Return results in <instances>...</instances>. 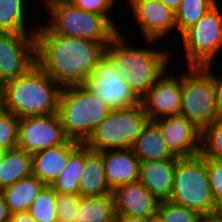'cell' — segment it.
<instances>
[{"label": "cell", "instance_id": "6da1fadb", "mask_svg": "<svg viewBox=\"0 0 222 222\" xmlns=\"http://www.w3.org/2000/svg\"><path fill=\"white\" fill-rule=\"evenodd\" d=\"M34 36L36 64L62 88L84 85L105 56L104 42L55 34L46 25Z\"/></svg>", "mask_w": 222, "mask_h": 222}, {"label": "cell", "instance_id": "7a4b0ae2", "mask_svg": "<svg viewBox=\"0 0 222 222\" xmlns=\"http://www.w3.org/2000/svg\"><path fill=\"white\" fill-rule=\"evenodd\" d=\"M125 38L119 32L106 45L105 56L114 64L116 73L124 77L131 90L141 99L168 72L166 70L172 54L166 49L132 47Z\"/></svg>", "mask_w": 222, "mask_h": 222}, {"label": "cell", "instance_id": "3957f363", "mask_svg": "<svg viewBox=\"0 0 222 222\" xmlns=\"http://www.w3.org/2000/svg\"><path fill=\"white\" fill-rule=\"evenodd\" d=\"M62 87L37 64L26 74L3 85L7 112L19 119L58 113Z\"/></svg>", "mask_w": 222, "mask_h": 222}, {"label": "cell", "instance_id": "277c9868", "mask_svg": "<svg viewBox=\"0 0 222 222\" xmlns=\"http://www.w3.org/2000/svg\"><path fill=\"white\" fill-rule=\"evenodd\" d=\"M111 109L84 85L63 87L58 114L69 139L85 143Z\"/></svg>", "mask_w": 222, "mask_h": 222}, {"label": "cell", "instance_id": "5b68a950", "mask_svg": "<svg viewBox=\"0 0 222 222\" xmlns=\"http://www.w3.org/2000/svg\"><path fill=\"white\" fill-rule=\"evenodd\" d=\"M169 201L202 216L219 211L211 190L206 158L201 154L177 159Z\"/></svg>", "mask_w": 222, "mask_h": 222}, {"label": "cell", "instance_id": "8992f818", "mask_svg": "<svg viewBox=\"0 0 222 222\" xmlns=\"http://www.w3.org/2000/svg\"><path fill=\"white\" fill-rule=\"evenodd\" d=\"M50 18L46 26L55 34L101 41L106 45L120 32L104 15L84 11L68 0H44Z\"/></svg>", "mask_w": 222, "mask_h": 222}, {"label": "cell", "instance_id": "52a82bcc", "mask_svg": "<svg viewBox=\"0 0 222 222\" xmlns=\"http://www.w3.org/2000/svg\"><path fill=\"white\" fill-rule=\"evenodd\" d=\"M149 121L141 102L111 110L85 144L96 152L132 148Z\"/></svg>", "mask_w": 222, "mask_h": 222}, {"label": "cell", "instance_id": "ba28073f", "mask_svg": "<svg viewBox=\"0 0 222 222\" xmlns=\"http://www.w3.org/2000/svg\"><path fill=\"white\" fill-rule=\"evenodd\" d=\"M188 71L181 72L179 114L202 130L218 120L214 79L203 66H189Z\"/></svg>", "mask_w": 222, "mask_h": 222}, {"label": "cell", "instance_id": "9c48e42d", "mask_svg": "<svg viewBox=\"0 0 222 222\" xmlns=\"http://www.w3.org/2000/svg\"><path fill=\"white\" fill-rule=\"evenodd\" d=\"M218 2L180 37L186 51V66H205L214 62L222 49V13Z\"/></svg>", "mask_w": 222, "mask_h": 222}, {"label": "cell", "instance_id": "30bf717a", "mask_svg": "<svg viewBox=\"0 0 222 222\" xmlns=\"http://www.w3.org/2000/svg\"><path fill=\"white\" fill-rule=\"evenodd\" d=\"M34 34L0 32V83L2 85L23 76L36 65Z\"/></svg>", "mask_w": 222, "mask_h": 222}, {"label": "cell", "instance_id": "8fae6325", "mask_svg": "<svg viewBox=\"0 0 222 222\" xmlns=\"http://www.w3.org/2000/svg\"><path fill=\"white\" fill-rule=\"evenodd\" d=\"M84 86L102 98L111 110L131 107L140 99L131 90L124 77L116 73L114 64L104 56L86 79Z\"/></svg>", "mask_w": 222, "mask_h": 222}, {"label": "cell", "instance_id": "7c38bea8", "mask_svg": "<svg viewBox=\"0 0 222 222\" xmlns=\"http://www.w3.org/2000/svg\"><path fill=\"white\" fill-rule=\"evenodd\" d=\"M68 140L58 113L19 119L17 148L31 155Z\"/></svg>", "mask_w": 222, "mask_h": 222}, {"label": "cell", "instance_id": "4fadbf2b", "mask_svg": "<svg viewBox=\"0 0 222 222\" xmlns=\"http://www.w3.org/2000/svg\"><path fill=\"white\" fill-rule=\"evenodd\" d=\"M147 44L160 41L176 30L175 12L161 0H128ZM175 28V29H174Z\"/></svg>", "mask_w": 222, "mask_h": 222}, {"label": "cell", "instance_id": "5bb4252c", "mask_svg": "<svg viewBox=\"0 0 222 222\" xmlns=\"http://www.w3.org/2000/svg\"><path fill=\"white\" fill-rule=\"evenodd\" d=\"M162 137L171 151L178 157L200 154L201 130L182 115H173L154 120Z\"/></svg>", "mask_w": 222, "mask_h": 222}, {"label": "cell", "instance_id": "9a60e30c", "mask_svg": "<svg viewBox=\"0 0 222 222\" xmlns=\"http://www.w3.org/2000/svg\"><path fill=\"white\" fill-rule=\"evenodd\" d=\"M167 74V75H166ZM164 74L140 99L150 121L179 115L181 110V74Z\"/></svg>", "mask_w": 222, "mask_h": 222}, {"label": "cell", "instance_id": "2e32d148", "mask_svg": "<svg viewBox=\"0 0 222 222\" xmlns=\"http://www.w3.org/2000/svg\"><path fill=\"white\" fill-rule=\"evenodd\" d=\"M116 216L151 218L159 200L140 182L124 184L112 191Z\"/></svg>", "mask_w": 222, "mask_h": 222}, {"label": "cell", "instance_id": "e0dca14e", "mask_svg": "<svg viewBox=\"0 0 222 222\" xmlns=\"http://www.w3.org/2000/svg\"><path fill=\"white\" fill-rule=\"evenodd\" d=\"M81 142L69 139L66 143L50 147L32 155V175L51 186L66 167L71 153Z\"/></svg>", "mask_w": 222, "mask_h": 222}, {"label": "cell", "instance_id": "ac0fdd59", "mask_svg": "<svg viewBox=\"0 0 222 222\" xmlns=\"http://www.w3.org/2000/svg\"><path fill=\"white\" fill-rule=\"evenodd\" d=\"M103 156L108 185L118 186L139 181L140 160L132 148L100 151Z\"/></svg>", "mask_w": 222, "mask_h": 222}, {"label": "cell", "instance_id": "d6986e66", "mask_svg": "<svg viewBox=\"0 0 222 222\" xmlns=\"http://www.w3.org/2000/svg\"><path fill=\"white\" fill-rule=\"evenodd\" d=\"M177 159L140 162L139 181L159 201H168Z\"/></svg>", "mask_w": 222, "mask_h": 222}, {"label": "cell", "instance_id": "ffe728a7", "mask_svg": "<svg viewBox=\"0 0 222 222\" xmlns=\"http://www.w3.org/2000/svg\"><path fill=\"white\" fill-rule=\"evenodd\" d=\"M78 194L81 197L105 196L112 194L100 152L93 151L85 144V167L80 178Z\"/></svg>", "mask_w": 222, "mask_h": 222}, {"label": "cell", "instance_id": "44dd1931", "mask_svg": "<svg viewBox=\"0 0 222 222\" xmlns=\"http://www.w3.org/2000/svg\"><path fill=\"white\" fill-rule=\"evenodd\" d=\"M132 150L140 162L178 159L168 149L160 128L154 121L147 123Z\"/></svg>", "mask_w": 222, "mask_h": 222}, {"label": "cell", "instance_id": "7402d4cb", "mask_svg": "<svg viewBox=\"0 0 222 222\" xmlns=\"http://www.w3.org/2000/svg\"><path fill=\"white\" fill-rule=\"evenodd\" d=\"M46 185L31 175L1 189L10 213L28 211L34 199Z\"/></svg>", "mask_w": 222, "mask_h": 222}, {"label": "cell", "instance_id": "603a6c76", "mask_svg": "<svg viewBox=\"0 0 222 222\" xmlns=\"http://www.w3.org/2000/svg\"><path fill=\"white\" fill-rule=\"evenodd\" d=\"M31 175V154L20 148L4 150L0 160V190Z\"/></svg>", "mask_w": 222, "mask_h": 222}, {"label": "cell", "instance_id": "cb8c5ba5", "mask_svg": "<svg viewBox=\"0 0 222 222\" xmlns=\"http://www.w3.org/2000/svg\"><path fill=\"white\" fill-rule=\"evenodd\" d=\"M112 194L81 197L76 222H116Z\"/></svg>", "mask_w": 222, "mask_h": 222}, {"label": "cell", "instance_id": "d4e9b609", "mask_svg": "<svg viewBox=\"0 0 222 222\" xmlns=\"http://www.w3.org/2000/svg\"><path fill=\"white\" fill-rule=\"evenodd\" d=\"M85 167V143H81L72 153L69 161L51 187L57 193L78 194L80 178Z\"/></svg>", "mask_w": 222, "mask_h": 222}, {"label": "cell", "instance_id": "484cf974", "mask_svg": "<svg viewBox=\"0 0 222 222\" xmlns=\"http://www.w3.org/2000/svg\"><path fill=\"white\" fill-rule=\"evenodd\" d=\"M25 0H0V32L35 33L26 28ZM25 6V7H24ZM25 18V19H24Z\"/></svg>", "mask_w": 222, "mask_h": 222}, {"label": "cell", "instance_id": "4316f807", "mask_svg": "<svg viewBox=\"0 0 222 222\" xmlns=\"http://www.w3.org/2000/svg\"><path fill=\"white\" fill-rule=\"evenodd\" d=\"M216 0H182L175 12L176 30L181 36L196 24L215 4Z\"/></svg>", "mask_w": 222, "mask_h": 222}, {"label": "cell", "instance_id": "83f0119b", "mask_svg": "<svg viewBox=\"0 0 222 222\" xmlns=\"http://www.w3.org/2000/svg\"><path fill=\"white\" fill-rule=\"evenodd\" d=\"M57 192L45 186L30 205L28 212L36 222H58Z\"/></svg>", "mask_w": 222, "mask_h": 222}, {"label": "cell", "instance_id": "f1b7e54d", "mask_svg": "<svg viewBox=\"0 0 222 222\" xmlns=\"http://www.w3.org/2000/svg\"><path fill=\"white\" fill-rule=\"evenodd\" d=\"M200 154L204 158L222 161V119L201 130Z\"/></svg>", "mask_w": 222, "mask_h": 222}, {"label": "cell", "instance_id": "f546056e", "mask_svg": "<svg viewBox=\"0 0 222 222\" xmlns=\"http://www.w3.org/2000/svg\"><path fill=\"white\" fill-rule=\"evenodd\" d=\"M157 214L165 222H202V215L197 211L188 209L168 201H160Z\"/></svg>", "mask_w": 222, "mask_h": 222}, {"label": "cell", "instance_id": "4dcf8cb0", "mask_svg": "<svg viewBox=\"0 0 222 222\" xmlns=\"http://www.w3.org/2000/svg\"><path fill=\"white\" fill-rule=\"evenodd\" d=\"M19 132V118L7 112L0 119V149L11 150L17 148Z\"/></svg>", "mask_w": 222, "mask_h": 222}, {"label": "cell", "instance_id": "1f68e13d", "mask_svg": "<svg viewBox=\"0 0 222 222\" xmlns=\"http://www.w3.org/2000/svg\"><path fill=\"white\" fill-rule=\"evenodd\" d=\"M80 200L79 194L57 193L58 222H76Z\"/></svg>", "mask_w": 222, "mask_h": 222}, {"label": "cell", "instance_id": "d6a6232c", "mask_svg": "<svg viewBox=\"0 0 222 222\" xmlns=\"http://www.w3.org/2000/svg\"><path fill=\"white\" fill-rule=\"evenodd\" d=\"M206 167L213 197L222 210V161L206 158Z\"/></svg>", "mask_w": 222, "mask_h": 222}, {"label": "cell", "instance_id": "836d02e7", "mask_svg": "<svg viewBox=\"0 0 222 222\" xmlns=\"http://www.w3.org/2000/svg\"><path fill=\"white\" fill-rule=\"evenodd\" d=\"M74 6L81 8L84 11L94 12L100 15H104L113 25L115 22L113 18L111 19V15L109 11L113 9L115 6L116 0H68ZM110 15V16H109Z\"/></svg>", "mask_w": 222, "mask_h": 222}, {"label": "cell", "instance_id": "e575fe53", "mask_svg": "<svg viewBox=\"0 0 222 222\" xmlns=\"http://www.w3.org/2000/svg\"><path fill=\"white\" fill-rule=\"evenodd\" d=\"M213 65V62L208 63L207 65L203 66L212 76L214 79L215 84V97H216V110L218 119H222V75L217 76L214 75L213 72H211V69Z\"/></svg>", "mask_w": 222, "mask_h": 222}, {"label": "cell", "instance_id": "d590c367", "mask_svg": "<svg viewBox=\"0 0 222 222\" xmlns=\"http://www.w3.org/2000/svg\"><path fill=\"white\" fill-rule=\"evenodd\" d=\"M9 222H36L28 211L15 212L10 216Z\"/></svg>", "mask_w": 222, "mask_h": 222}, {"label": "cell", "instance_id": "8d00e7d4", "mask_svg": "<svg viewBox=\"0 0 222 222\" xmlns=\"http://www.w3.org/2000/svg\"><path fill=\"white\" fill-rule=\"evenodd\" d=\"M11 213L0 190V222H9Z\"/></svg>", "mask_w": 222, "mask_h": 222}, {"label": "cell", "instance_id": "74e56055", "mask_svg": "<svg viewBox=\"0 0 222 222\" xmlns=\"http://www.w3.org/2000/svg\"><path fill=\"white\" fill-rule=\"evenodd\" d=\"M117 222H151V218L133 217V216H116Z\"/></svg>", "mask_w": 222, "mask_h": 222}, {"label": "cell", "instance_id": "f35d334b", "mask_svg": "<svg viewBox=\"0 0 222 222\" xmlns=\"http://www.w3.org/2000/svg\"><path fill=\"white\" fill-rule=\"evenodd\" d=\"M202 222H222V210L203 216Z\"/></svg>", "mask_w": 222, "mask_h": 222}, {"label": "cell", "instance_id": "ab89813d", "mask_svg": "<svg viewBox=\"0 0 222 222\" xmlns=\"http://www.w3.org/2000/svg\"><path fill=\"white\" fill-rule=\"evenodd\" d=\"M167 7H169L173 12H176L180 7L182 0H161Z\"/></svg>", "mask_w": 222, "mask_h": 222}, {"label": "cell", "instance_id": "60d3db41", "mask_svg": "<svg viewBox=\"0 0 222 222\" xmlns=\"http://www.w3.org/2000/svg\"><path fill=\"white\" fill-rule=\"evenodd\" d=\"M6 113H7V110H6L5 106H4V103L2 102V103L0 104V119H1Z\"/></svg>", "mask_w": 222, "mask_h": 222}, {"label": "cell", "instance_id": "b9f144b4", "mask_svg": "<svg viewBox=\"0 0 222 222\" xmlns=\"http://www.w3.org/2000/svg\"><path fill=\"white\" fill-rule=\"evenodd\" d=\"M151 222H165L158 214L151 217Z\"/></svg>", "mask_w": 222, "mask_h": 222}, {"label": "cell", "instance_id": "7bdbcfd3", "mask_svg": "<svg viewBox=\"0 0 222 222\" xmlns=\"http://www.w3.org/2000/svg\"><path fill=\"white\" fill-rule=\"evenodd\" d=\"M3 102V85L0 83V104Z\"/></svg>", "mask_w": 222, "mask_h": 222}, {"label": "cell", "instance_id": "ee69618b", "mask_svg": "<svg viewBox=\"0 0 222 222\" xmlns=\"http://www.w3.org/2000/svg\"><path fill=\"white\" fill-rule=\"evenodd\" d=\"M3 152H4V150L0 149V160H1V157L3 155Z\"/></svg>", "mask_w": 222, "mask_h": 222}]
</instances>
